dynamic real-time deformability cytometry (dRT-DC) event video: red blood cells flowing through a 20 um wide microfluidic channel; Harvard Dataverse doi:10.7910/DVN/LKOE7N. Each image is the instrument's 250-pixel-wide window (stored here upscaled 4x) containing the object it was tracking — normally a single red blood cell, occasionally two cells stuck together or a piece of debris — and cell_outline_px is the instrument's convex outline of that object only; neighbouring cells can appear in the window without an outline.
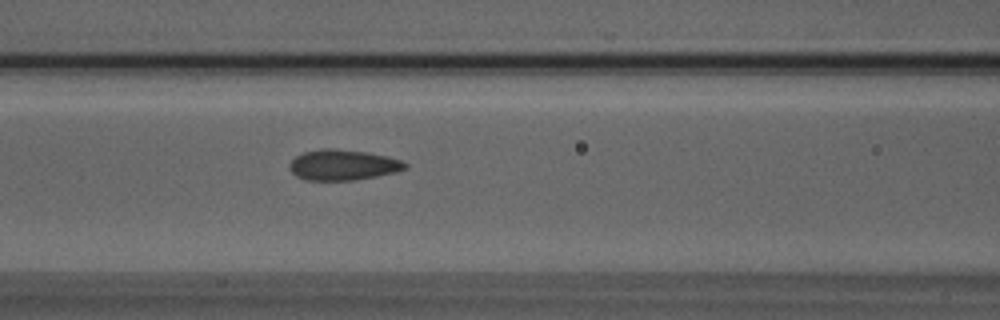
{"species": "Egyptian fruit bat (a non-hibernating species)", "species_latin": "Rousettus aegyptiacus", "temperature_condition": "room temperature", "stored_images_in_passage": 32, "camera_frame_rate_fps": 3000, "um_per_image_px": 0.085, "animal": {"sex": "male"}, "frame": {"image": 1, "passage_image": 8, "time_ms": 2.333, "image_size_px": [1000, 320], "cell_outline_px": [[408, 168], [396, 172], [356, 180], [308, 180], [296, 176], [288, 168], [288, 164], [296, 156], [304, 152], [320, 148], [336, 148], [364, 152], [388, 156], [400, 160], [408, 164]], "centroid_in_image_um": [29.14, 14.01], "position_along_channel_um": 137.5, "area_um2": 20.69}}
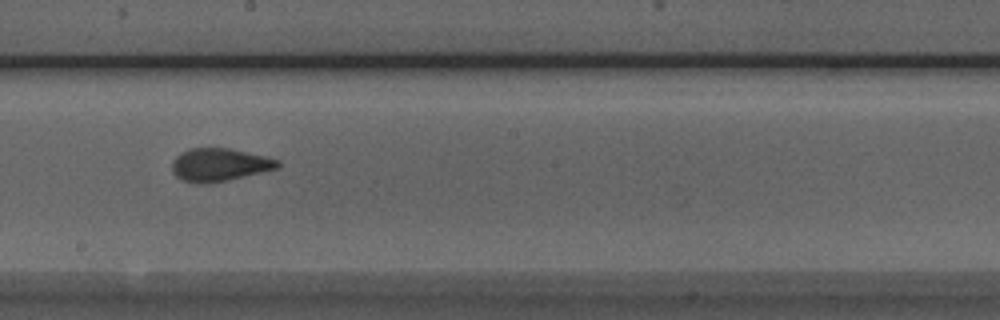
{"frame": {"image": 2, "passage_image": 15, "time_ms": 4.667, "image_size_px": [1000, 320], "cell_outline_px": [[280, 168], [208, 184], [196, 184], [180, 180], [172, 172], [172, 160], [180, 152], [188, 148], [228, 148], [264, 156], [280, 160]], "centroid_in_image_um": [18.61, 14.01], "position_along_channel_um": 229.6, "area_um2": 20.46}}
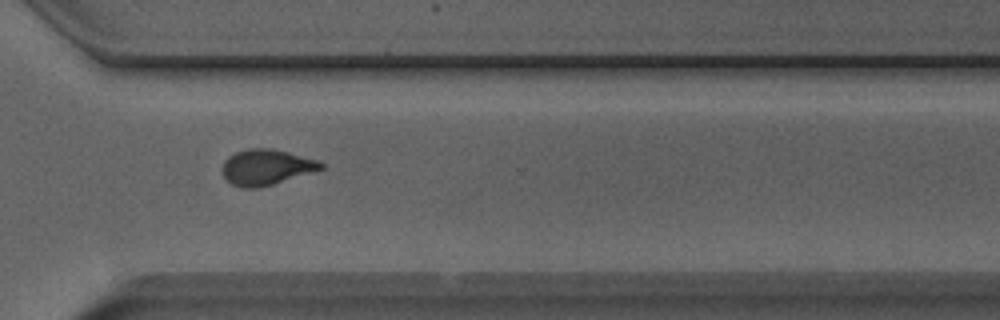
{"frame": {"image": 3, "passage_image": 24, "time_ms": 7.667, "image_size_px": [1000, 320], "cell_outline_px": [[324, 168], [272, 184], [256, 188], [244, 188], [232, 184], [224, 176], [220, 168], [224, 160], [228, 156], [236, 152], [248, 148], [272, 148], [288, 152], [316, 160], [324, 164]], "centroid_in_image_um": [22.58, 14.19], "position_along_channel_um": 348.0, "area_um2": 20.29}, "authors_computed_cell_mechanics": {"area_um2": 20.1722, "velocity_mm_per_s": 3.9526, "shape_relaxation_time_tau1_ms": 9.044, "shape_relaxation_time_tau2_ms": 1.1458, "deformation_change_tau1": 0.2193, "deformation_change_tau2": 0.0605}}